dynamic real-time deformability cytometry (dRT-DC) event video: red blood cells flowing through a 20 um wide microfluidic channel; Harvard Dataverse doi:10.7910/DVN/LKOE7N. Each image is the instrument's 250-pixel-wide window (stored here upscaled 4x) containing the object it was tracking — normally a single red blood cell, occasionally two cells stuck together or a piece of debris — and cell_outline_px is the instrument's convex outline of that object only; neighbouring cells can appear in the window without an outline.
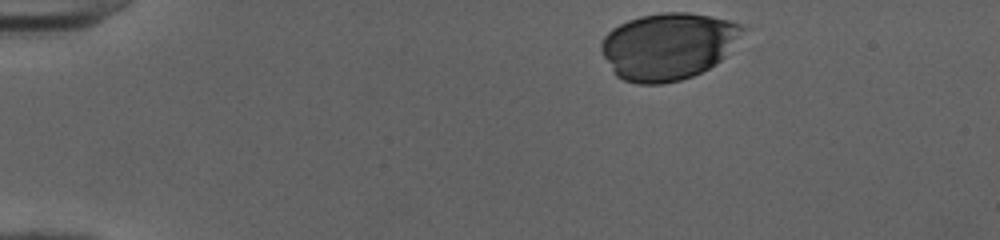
{"species": "human", "species_latin": "Homo sapiens", "temperature_condition": "cold", "stored_images_in_passage": 37, "camera_frame_rate_fps": 3000, "um_per_image_px": 0.085, "donor": {"sex": "female"}, "frame": {"image": 1, "passage_image": 1, "time_ms": 0.0, "image_size_px": [1000, 240], "cell_outline_px": [[748, 28], [724, 56], [716, 64], [692, 76], [680, 80], [664, 84], [636, 84], [624, 80], [616, 76], [612, 72], [600, 52], [600, 44], [604, 36], [612, 28], [628, 20], [640, 16], [664, 12], [688, 12], [728, 20], [740, 24]], "centroid_in_image_um": [56.76, 3.93], "position_along_channel_um": 28.2, "area_um2": 55.37}}
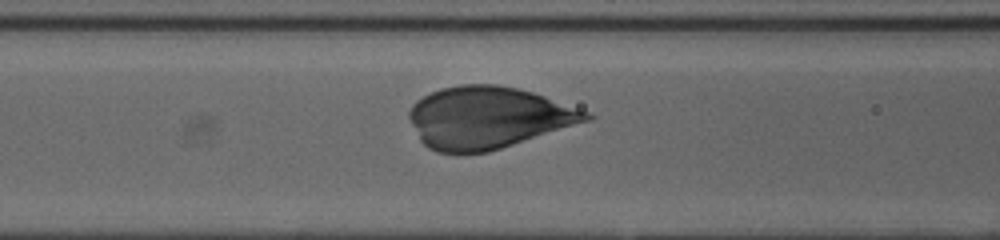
{"frame": {"image": 2, "passage_image": 15, "time_ms": 4.667, "image_size_px": [1000, 240], "cell_outline_px": [[596, 116], [592, 120], [488, 152], [436, 152], [428, 148], [420, 140], [408, 116], [408, 112], [412, 104], [416, 100], [440, 88], [460, 84], [496, 84], [516, 88], [532, 92], [592, 112]], "centroid_in_image_um": [41.5, 9.98], "position_along_channel_um": 125.1, "area_um2": 63.81}}
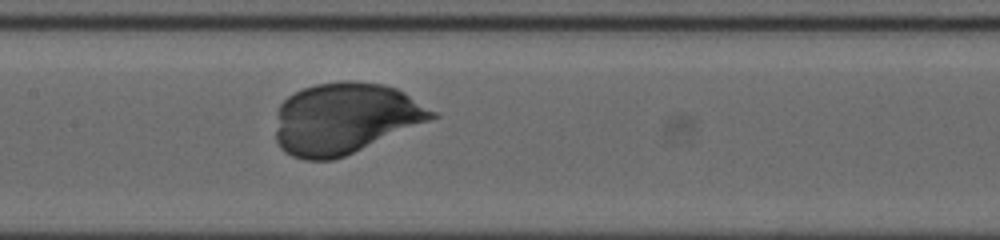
{"frame": {"image": 3, "passage_image": 19, "time_ms": 6.0, "image_size_px": [1000, 240], "cell_outline_px": [[440, 116], [344, 156], [332, 160], [304, 160], [292, 156], [284, 152], [280, 148], [276, 140], [276, 132], [280, 104], [288, 96], [304, 88], [316, 84], [340, 80], [356, 80], [384, 84], [396, 88], [404, 92], [436, 112]], "centroid_in_image_um": [29.32, 10.05], "position_along_channel_um": 178.1, "area_um2": 64.62}}